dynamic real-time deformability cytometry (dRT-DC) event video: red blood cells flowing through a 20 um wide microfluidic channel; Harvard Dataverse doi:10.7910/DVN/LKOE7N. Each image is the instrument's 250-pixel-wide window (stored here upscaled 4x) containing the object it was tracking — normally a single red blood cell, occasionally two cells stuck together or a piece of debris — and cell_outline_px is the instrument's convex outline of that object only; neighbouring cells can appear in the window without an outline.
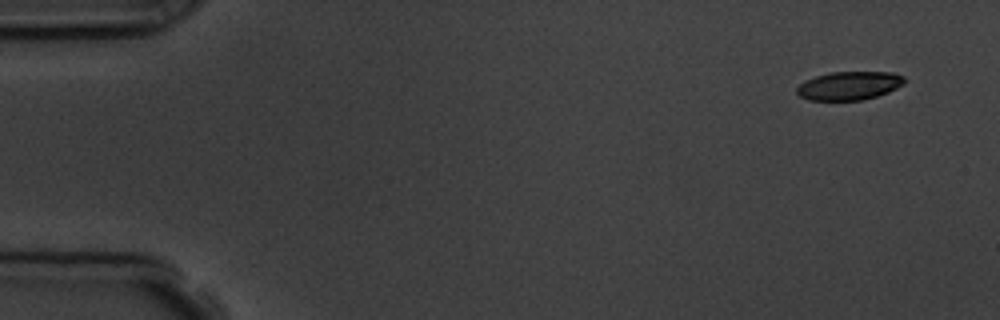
{"species": "common noctule bat (a hibernating species)", "species_latin": "Nyctalus noctula", "temperature_condition": "room temperature", "stored_images_in_passage": 3, "camera_frame_rate_fps": 3000, "um_per_image_px": 0.085, "animal": {"sex": "male", "body_mass_g": 19.5, "forearm_length_mm": 54.6}, "frame": {"image": 1, "passage_image": 1, "time_ms": 0.0, "image_size_px": [1000, 320], "cell_outline_px": [[904, 84], [888, 92], [876, 96], [860, 100], [808, 100], [800, 96], [796, 92], [796, 88], [804, 80], [816, 76], [832, 72], [892, 72], [904, 76]], "centroid_in_image_um": [72.16, 7.28], "position_along_channel_um": 12.8, "area_um2": 17.8}}